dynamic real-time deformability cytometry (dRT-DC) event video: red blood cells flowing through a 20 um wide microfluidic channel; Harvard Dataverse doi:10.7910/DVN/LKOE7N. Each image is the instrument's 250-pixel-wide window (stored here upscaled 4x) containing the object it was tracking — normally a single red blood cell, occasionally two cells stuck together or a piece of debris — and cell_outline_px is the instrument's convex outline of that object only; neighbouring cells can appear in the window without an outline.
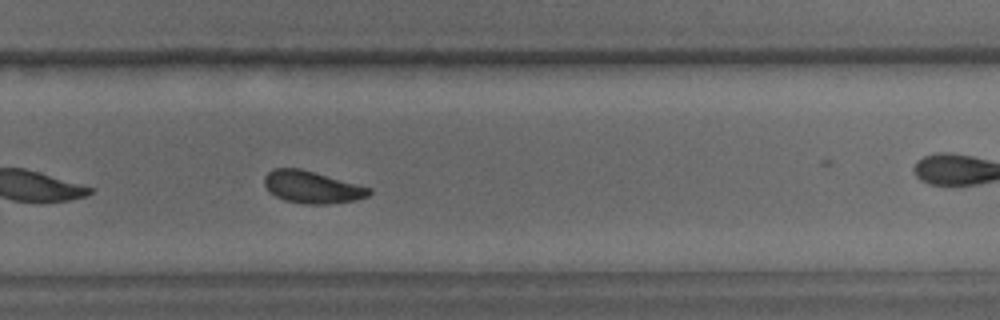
{"species": "common noctule bat (a hibernating species)", "species_latin": "Nyctalus noctula", "temperature_condition": "warm", "stored_images_in_passage": 29, "camera_frame_rate_fps": 3000, "um_per_image_px": 0.085, "animal": {"sex": "male", "body_mass_g": 15.6}, "frame": {"image": 1, "passage_image": 21, "time_ms": 6.667, "image_size_px": [1000, 320], "cell_outline_px": [[372, 192], [368, 196], [356, 200], [328, 204], [304, 204], [284, 200], [276, 196], [264, 184], [264, 176], [272, 168], [300, 168], [372, 188]], "centroid_in_image_um": [26.54, 15.9], "position_along_channel_um": 303.3, "area_um2": 19.59}, "authors_computed_cell_mechanics": {"area_um2": 20.23, "velocity_mm_per_s": 3.7596, "shape_relaxation_time_tau1_ms": 3.4088, "shape_relaxation_time_tau2_ms": 5.8887, "deformation_change_tau1": 0.1106, "deformation_change_tau2": 0.1009}}